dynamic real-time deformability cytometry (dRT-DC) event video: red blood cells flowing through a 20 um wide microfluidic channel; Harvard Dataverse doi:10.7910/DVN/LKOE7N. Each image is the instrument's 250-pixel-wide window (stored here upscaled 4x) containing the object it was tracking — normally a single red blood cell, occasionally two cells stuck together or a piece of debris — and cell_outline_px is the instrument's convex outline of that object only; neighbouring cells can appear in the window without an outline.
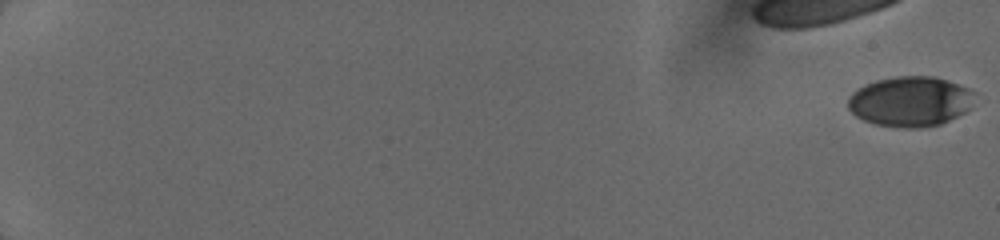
{"species": "human", "species_latin": "Homo sapiens", "temperature_condition": "cold", "stored_images_in_passage": 7, "camera_frame_rate_fps": 3000, "um_per_image_px": 0.085, "donor": {"sex": "female"}, "frame": {"image": 1, "passage_image": 1, "time_ms": 0.0, "image_size_px": [1000, 240], "cell_outline_px": [[972, 92], [968, 108], [964, 112], [940, 124], [920, 128], [904, 128], [876, 124], [864, 120], [856, 116], [848, 108], [848, 96], [852, 92], [876, 80], [900, 76], [932, 76], [968, 88]], "centroid_in_image_um": [77.3, 8.63], "position_along_channel_um": 7.7, "area_um2": 36.24}}